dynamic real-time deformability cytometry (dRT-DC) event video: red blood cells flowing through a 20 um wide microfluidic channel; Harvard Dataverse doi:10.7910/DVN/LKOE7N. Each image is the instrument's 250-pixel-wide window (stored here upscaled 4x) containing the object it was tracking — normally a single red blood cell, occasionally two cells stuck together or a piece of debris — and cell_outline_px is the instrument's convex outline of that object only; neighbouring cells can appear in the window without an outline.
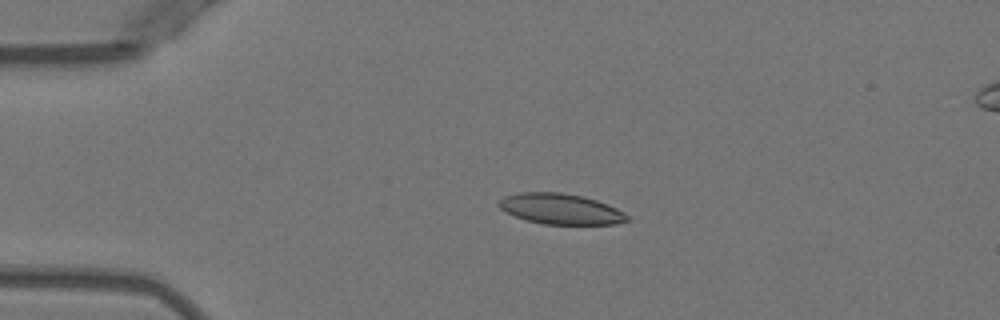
{"species": "Egyptian fruit bat (a non-hibernating species)", "species_latin": "Rousettus aegyptiacus", "temperature_condition": "warm", "stored_images_in_passage": 3, "camera_frame_rate_fps": 3000, "um_per_image_px": 0.085, "animal": {"sex": "female"}, "frame": {"image": 1, "passage_image": 3, "time_ms": 3.0, "image_size_px": [1000, 320], "cell_outline_px": [[628, 220], [616, 224], [544, 224], [528, 220], [504, 212], [496, 204], [504, 196], [520, 192], [560, 192], [580, 196], [596, 200], [608, 204], [624, 212], [628, 216]], "centroid_in_image_um": [47.63, 17.75], "position_along_channel_um": 37.4, "area_um2": 22.77}}